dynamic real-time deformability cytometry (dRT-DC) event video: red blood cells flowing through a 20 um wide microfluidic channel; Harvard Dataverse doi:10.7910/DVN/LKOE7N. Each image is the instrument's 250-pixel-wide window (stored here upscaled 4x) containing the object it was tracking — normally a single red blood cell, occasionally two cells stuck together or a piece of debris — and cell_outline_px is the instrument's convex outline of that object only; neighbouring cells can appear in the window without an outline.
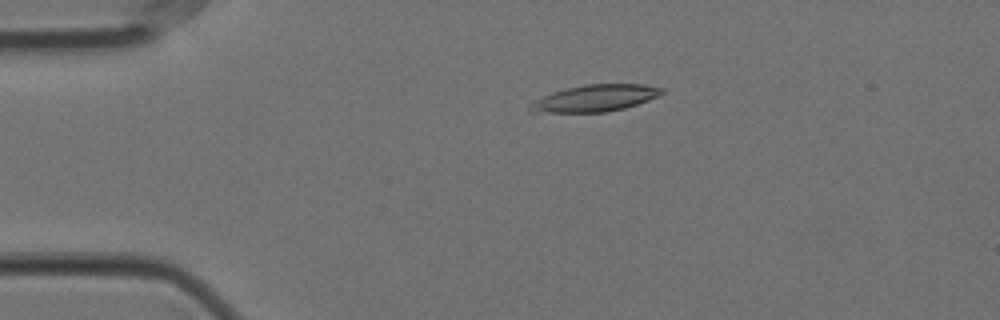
{"species": "Egyptian fruit bat (a non-hibernating species)", "species_latin": "Rousettus aegyptiacus", "temperature_condition": "cold", "stored_images_in_passage": 54, "camera_frame_rate_fps": 3000, "um_per_image_px": 0.085, "animal": {"sex": "female"}, "frame": {"image": 1, "passage_image": 10, "time_ms": 3.0, "image_size_px": [1000, 320], "cell_outline_px": [[664, 92], [660, 96], [624, 108], [608, 112], [528, 112], [528, 104], [552, 92], [584, 84], [644, 84], [664, 88]], "centroid_in_image_um": [50.6, 8.34], "position_along_channel_um": 34.4, "area_um2": 20.52}}
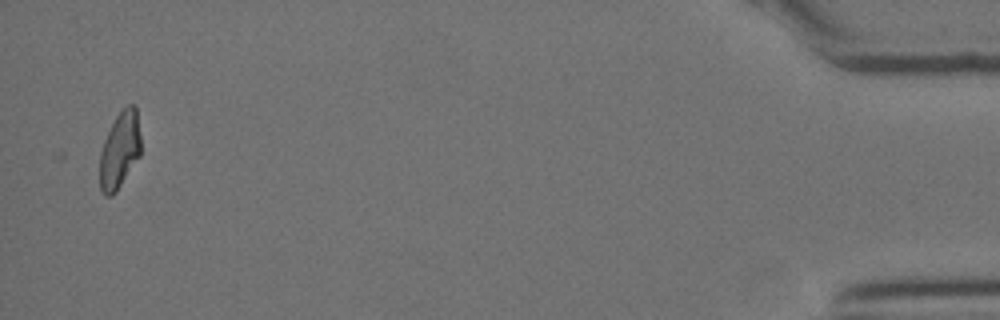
{"frame": {"image": 2, "passage_image": 54, "time_ms": 17.667, "image_size_px": [1000, 320], "cell_outline_px": [[140, 156], [116, 192], [112, 196], [104, 196], [100, 188], [100, 152], [104, 140], [116, 116], [128, 104], [132, 104], [136, 108], [140, 136]], "centroid_in_image_um": [10.17, 12.8], "position_along_channel_um": 425.0, "area_um2": 18.21}}